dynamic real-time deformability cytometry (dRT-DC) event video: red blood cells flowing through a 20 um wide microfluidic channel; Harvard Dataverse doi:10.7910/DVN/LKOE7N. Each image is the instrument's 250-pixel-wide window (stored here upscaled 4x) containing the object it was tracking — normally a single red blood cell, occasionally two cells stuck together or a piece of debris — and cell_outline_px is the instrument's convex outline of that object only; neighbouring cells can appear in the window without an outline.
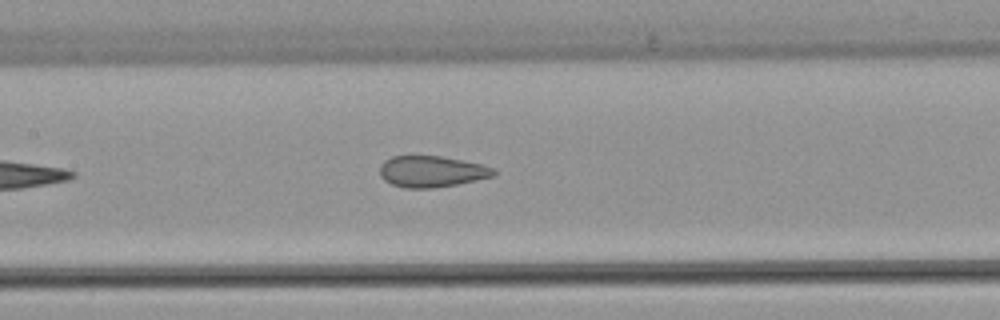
{"species": "common noctule bat (a hibernating species)", "species_latin": "Nyctalus noctula", "temperature_condition": "warm", "stored_images_in_passage": 5, "camera_frame_rate_fps": 3000, "um_per_image_px": 0.085, "animal": {"sex": "female", "body_mass_g": 22.7, "forearm_length_mm": 54.2}, "frame": {"image": 1, "passage_image": 4, "time_ms": 3.667, "image_size_px": [1000, 320], "cell_outline_px": [[496, 176], [456, 184], [432, 188], [404, 188], [392, 184], [384, 180], [380, 176], [380, 164], [384, 160], [392, 156], [440, 156], [480, 164], [496, 168]], "centroid_in_image_um": [36.68, 14.58], "position_along_channel_um": 170.7, "area_um2": 20.75}}